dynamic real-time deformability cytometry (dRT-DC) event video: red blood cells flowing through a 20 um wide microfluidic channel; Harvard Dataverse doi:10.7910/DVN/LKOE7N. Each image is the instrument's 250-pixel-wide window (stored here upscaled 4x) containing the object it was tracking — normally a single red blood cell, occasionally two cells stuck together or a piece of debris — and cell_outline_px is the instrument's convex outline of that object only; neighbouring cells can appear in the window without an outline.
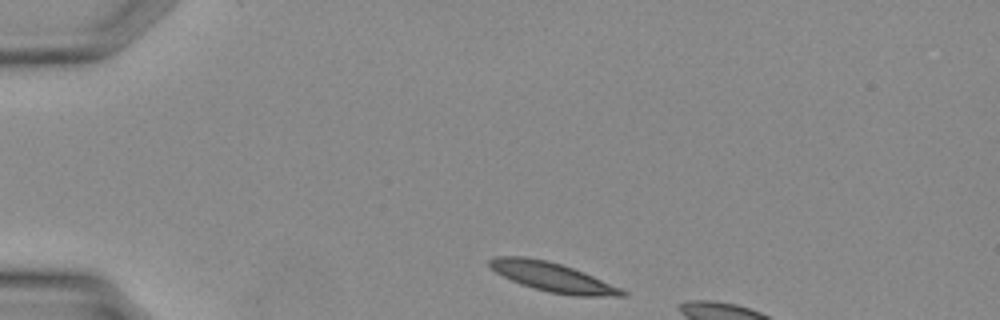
{"species": "Egyptian fruit bat (a non-hibernating species)", "species_latin": "Rousettus aegyptiacus", "temperature_condition": "warm", "stored_images_in_passage": 3, "camera_frame_rate_fps": 3000, "um_per_image_px": 0.085, "animal": {"sex": "female"}, "frame": {"image": 1, "passage_image": 1, "time_ms": 0.0, "image_size_px": [1000, 320], "cell_outline_px": [[628, 296], [576, 296], [548, 292], [532, 288], [520, 284], [496, 272], [488, 264], [488, 260], [496, 256], [524, 256], [548, 260], [584, 272], [620, 288], [628, 292]], "centroid_in_image_um": [46.96, 23.55], "position_along_channel_um": 38.0, "area_um2": 22.48}}